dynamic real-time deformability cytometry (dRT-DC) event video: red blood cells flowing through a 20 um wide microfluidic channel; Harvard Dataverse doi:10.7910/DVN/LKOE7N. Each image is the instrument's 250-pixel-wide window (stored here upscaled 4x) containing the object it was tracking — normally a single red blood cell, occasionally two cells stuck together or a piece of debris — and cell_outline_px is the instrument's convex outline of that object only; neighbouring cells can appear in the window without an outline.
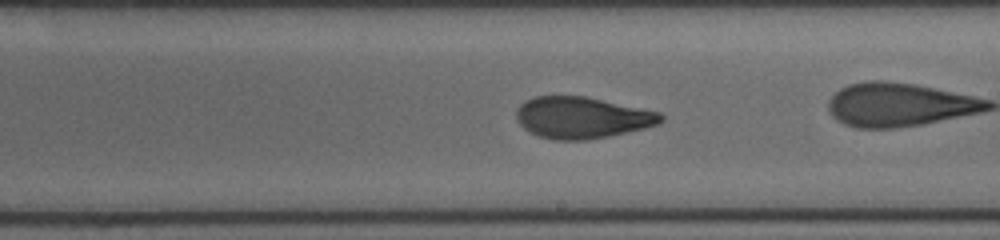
{"species": "human", "species_latin": "Homo sapiens", "temperature_condition": "cold", "stored_images_in_passage": 48, "camera_frame_rate_fps": 3000, "um_per_image_px": 0.085, "donor": {"sex": "female"}, "frame": {"image": 1, "passage_image": 35, "time_ms": 11.0, "image_size_px": [1000, 240], "cell_outline_px": [[664, 120], [656, 124], [644, 128], [608, 136], [584, 140], [552, 140], [540, 136], [524, 128], [516, 120], [516, 108], [524, 100], [536, 96], [584, 96], [660, 112], [664, 116]], "centroid_in_image_um": [49.43, 9.99], "position_along_channel_um": 239.6, "area_um2": 34.8}}
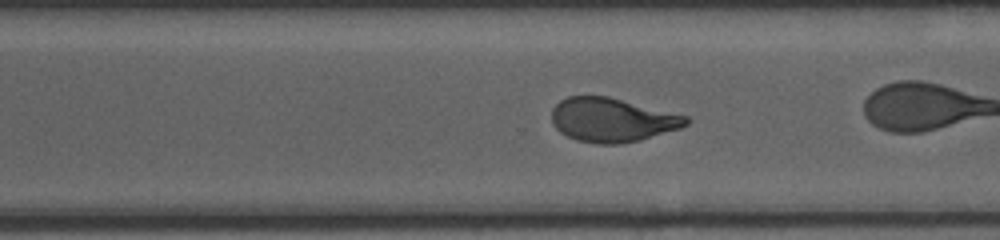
{"frame": {"image": 2, "passage_image": 41, "time_ms": 13.0, "image_size_px": [1000, 240], "cell_outline_px": [[688, 124], [680, 128], [640, 140], [620, 144], [600, 144], [576, 140], [560, 132], [552, 124], [552, 108], [560, 100], [568, 96], [608, 96], [688, 116]], "centroid_in_image_um": [52.01, 10.19], "position_along_channel_um": 318.6, "area_um2": 34.39}, "authors_computed_cell_mechanics": {"area_um2": 34.4488, "velocity_mm_per_s": 3.9754, "shape_relaxation_time_tau1_ms": 7.0993, "shape_relaxation_time_tau2_ms": 1.1838, "deformation_change_tau1": 0.2223, "deformation_change_tau2": 0.0781}}